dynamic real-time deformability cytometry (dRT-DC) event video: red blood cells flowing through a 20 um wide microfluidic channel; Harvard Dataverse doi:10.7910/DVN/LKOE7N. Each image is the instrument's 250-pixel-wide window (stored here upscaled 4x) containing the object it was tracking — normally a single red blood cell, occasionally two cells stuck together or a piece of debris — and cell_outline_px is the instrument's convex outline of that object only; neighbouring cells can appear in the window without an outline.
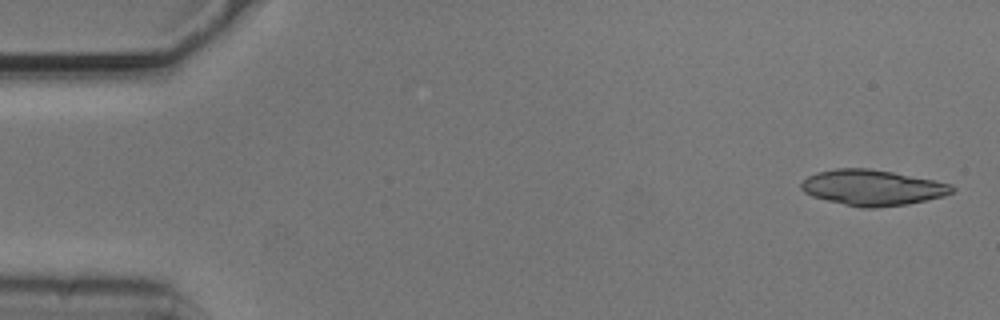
{"species": "common noctule bat (a hibernating species)", "species_latin": "Nyctalus noctula", "temperature_condition": "cold", "stored_images_in_passage": 53, "segment_of_instrument_passage": [1, 2], "camera_frame_rate_fps": 3000, "um_per_image_px": 0.085, "animal": {"sex": "male", "body_mass_g": 20.5, "forearm_length_mm": 52.5}, "frame": {"image": 1, "passage_image": 2, "time_ms": 0.333, "image_size_px": [1000, 320], "cell_outline_px": [[956, 188], [952, 192], [944, 196], [908, 204], [876, 208], [860, 208], [812, 196], [804, 192], [800, 188], [800, 184], [808, 176], [816, 172], [836, 168], [868, 168], [892, 172], [952, 184]], "centroid_in_image_um": [74.14, 15.95], "position_along_channel_um": 10.9, "area_um2": 31.27}}